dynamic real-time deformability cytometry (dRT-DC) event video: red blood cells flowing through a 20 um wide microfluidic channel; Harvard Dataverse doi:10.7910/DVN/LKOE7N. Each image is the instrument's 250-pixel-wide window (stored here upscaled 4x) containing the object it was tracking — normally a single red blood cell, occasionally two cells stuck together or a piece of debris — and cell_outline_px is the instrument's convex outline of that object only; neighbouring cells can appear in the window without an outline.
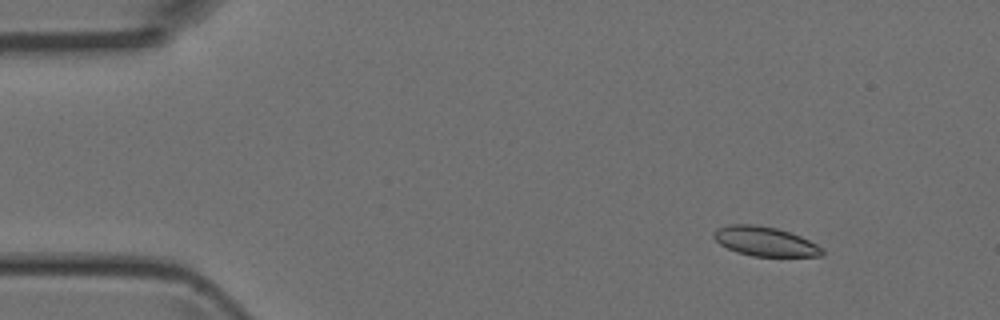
{"species": "Egyptian fruit bat (a non-hibernating species)", "species_latin": "Rousettus aegyptiacus", "temperature_condition": "room temperature", "stored_images_in_passage": 47, "camera_frame_rate_fps": 3000, "um_per_image_px": 0.085, "animal": {"sex": "female"}, "frame": {"image": 1, "passage_image": 5, "time_ms": 1.333, "image_size_px": [1000, 320], "cell_outline_px": [[824, 256], [752, 256], [736, 252], [720, 244], [712, 236], [712, 232], [716, 228], [728, 224], [752, 224], [776, 228], [800, 236], [816, 244], [824, 252]], "centroid_in_image_um": [64.97, 20.51], "position_along_channel_um": 20.0, "area_um2": 18.5}}
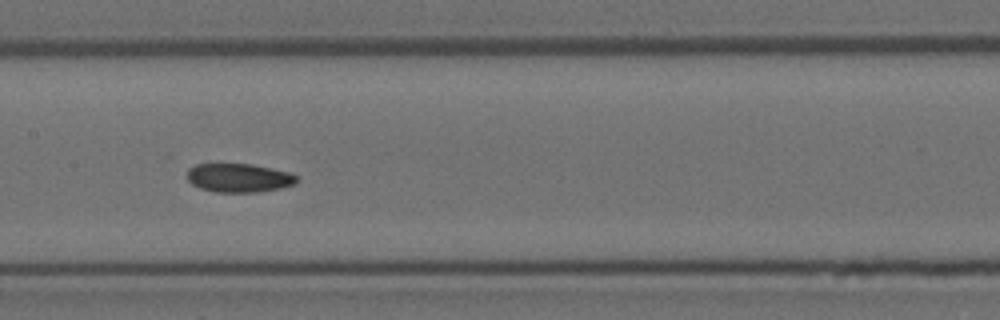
{"frame": {"image": 2, "passage_image": 23, "time_ms": 7.333, "image_size_px": [1000, 320], "cell_outline_px": [[296, 180], [292, 184], [280, 188], [260, 192], [216, 192], [200, 188], [192, 184], [188, 180], [188, 168], [196, 164], [252, 164], [288, 172], [296, 176]], "centroid_in_image_um": [20.26, 15.12], "position_along_channel_um": 187.1, "area_um2": 18.15}}
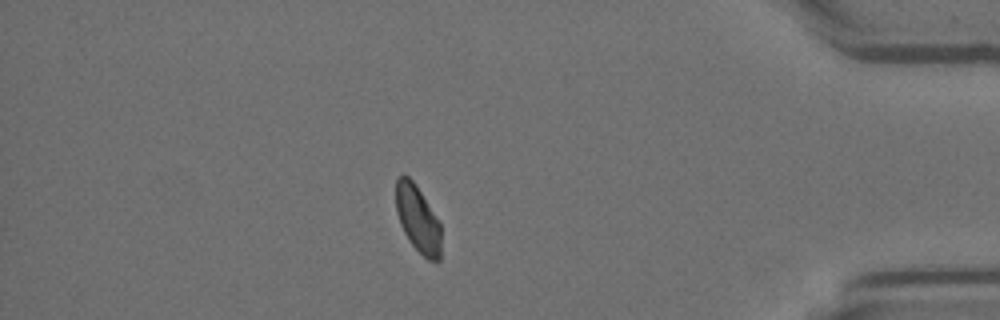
{"frame": {"image": 3, "passage_image": 41, "time_ms": 13.333, "image_size_px": [1000, 320], "cell_outline_px": [[440, 260], [428, 260], [412, 244], [404, 232], [400, 224], [396, 212], [396, 180], [400, 176], [408, 176], [412, 180], [440, 220]], "centroid_in_image_um": [35.52, 18.6], "position_along_channel_um": 399.7, "area_um2": 17.4}}